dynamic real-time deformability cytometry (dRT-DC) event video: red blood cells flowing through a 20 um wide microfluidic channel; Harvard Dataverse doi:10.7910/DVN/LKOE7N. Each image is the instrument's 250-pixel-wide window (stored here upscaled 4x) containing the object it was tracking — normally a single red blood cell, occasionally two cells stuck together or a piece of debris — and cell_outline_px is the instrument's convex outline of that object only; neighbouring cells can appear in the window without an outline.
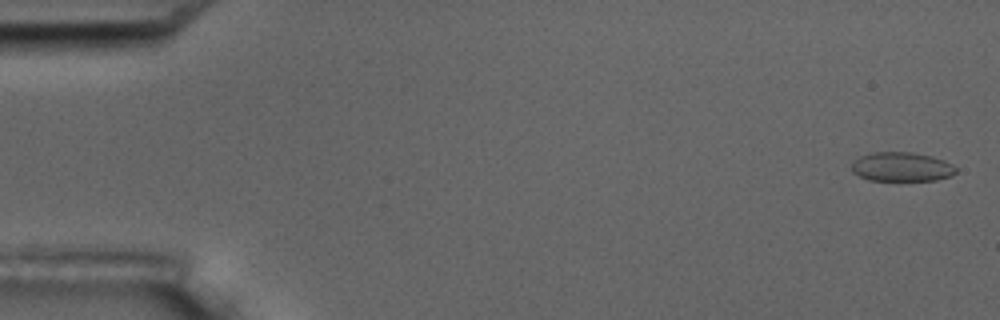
{"species": "common noctule bat (a hibernating species)", "species_latin": "Nyctalus noctula", "temperature_condition": "room temperature", "stored_images_in_passage": 6, "camera_frame_rate_fps": 3000, "um_per_image_px": 0.085, "animal": {"sex": "male", "body_mass_g": 17.5, "forearm_length_mm": 52.3}, "frame": {"image": 1, "passage_image": 1, "time_ms": 0.0, "image_size_px": [1000, 320], "cell_outline_px": [[956, 172], [952, 176], [936, 180], [868, 180], [852, 172], [852, 160], [860, 156], [872, 152], [912, 152], [932, 156], [944, 160], [952, 164], [956, 168]], "centroid_in_image_um": [76.63, 14.17], "position_along_channel_um": 8.4, "area_um2": 17.86}}
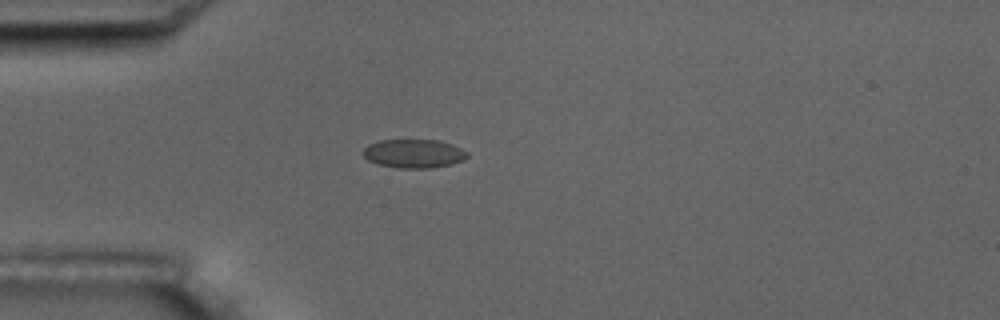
{"frame": {"image": 2, "passage_image": 5, "time_ms": 4.667, "image_size_px": [1000, 320], "cell_outline_px": [[468, 156], [464, 160], [452, 164], [432, 168], [400, 168], [380, 164], [368, 160], [360, 152], [368, 144], [380, 140], [440, 140], [452, 144], [468, 152]], "centroid_in_image_um": [35.18, 13.05], "position_along_channel_um": 49.8, "area_um2": 17.51}}